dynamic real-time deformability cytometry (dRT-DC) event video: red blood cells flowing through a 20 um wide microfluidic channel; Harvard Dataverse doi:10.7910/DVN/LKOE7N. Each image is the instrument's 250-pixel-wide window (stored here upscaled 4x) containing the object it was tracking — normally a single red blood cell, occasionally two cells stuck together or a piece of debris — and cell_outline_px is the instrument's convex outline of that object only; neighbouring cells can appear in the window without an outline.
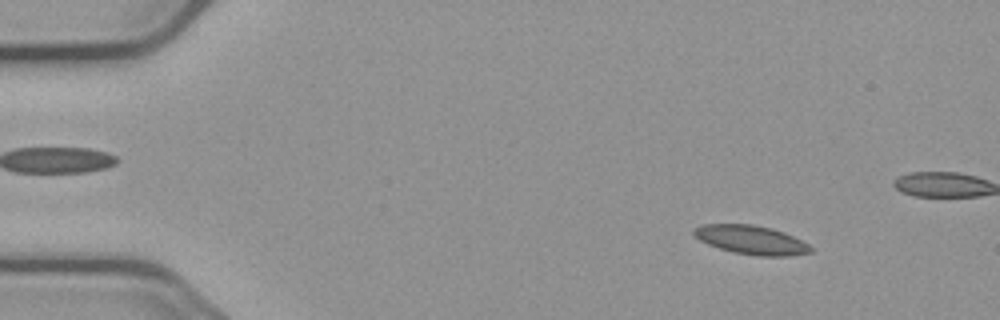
{"species": "common noctule bat (a hibernating species)", "species_latin": "Nyctalus noctula", "temperature_condition": "cold", "stored_images_in_passage": 57, "camera_frame_rate_fps": 3000, "um_per_image_px": 0.085, "animal": {"sex": "male", "body_mass_g": 23.1, "forearm_length_mm": 52.7}, "frame": {"image": 1, "passage_image": 7, "time_ms": 2.0, "image_size_px": [1000, 320], "cell_outline_px": [[812, 252], [788, 256], [756, 256], [732, 252], [708, 244], [700, 240], [692, 232], [692, 228], [700, 224], [752, 224], [772, 228], [784, 232], [808, 244], [812, 248]], "centroid_in_image_um": [63.83, 20.38], "position_along_channel_um": 21.2, "area_um2": 19.71}}
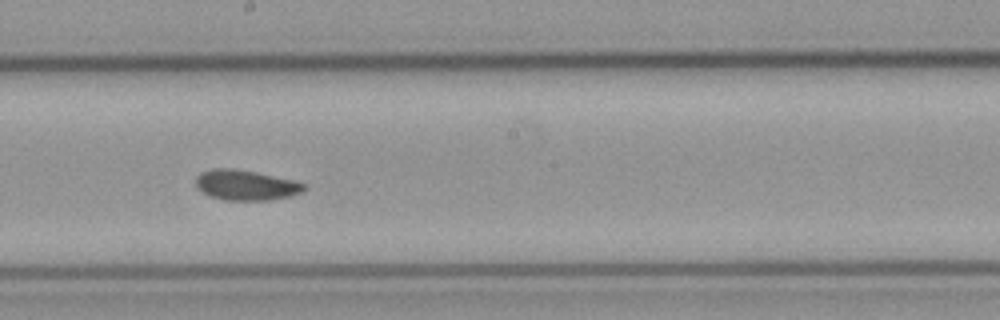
{"frame": {"image": 2, "passage_image": 31, "time_ms": 10.0, "image_size_px": [1000, 320], "cell_outline_px": [[308, 188], [304, 192], [292, 196], [268, 200], [224, 200], [208, 196], [196, 188], [196, 176], [200, 172], [212, 168], [232, 168], [256, 172], [292, 180], [308, 184]], "centroid_in_image_um": [20.9, 15.74], "position_along_channel_um": 227.3, "area_um2": 19.42}}
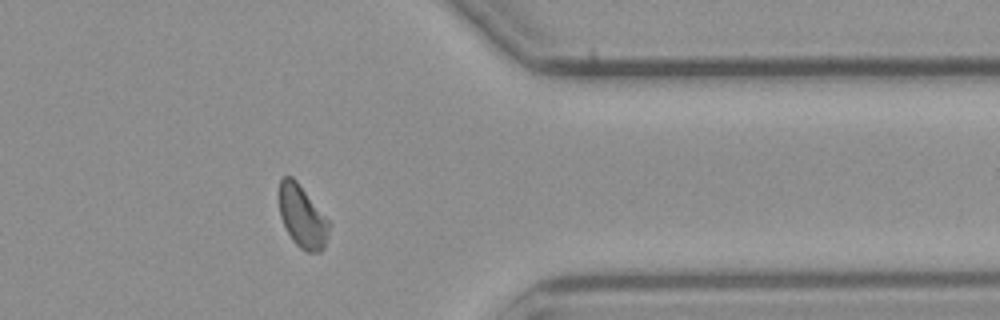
{"frame": {"image": 3, "passage_image": 45, "time_ms": 14.667, "image_size_px": [1000, 320], "cell_outline_px": [[332, 224], [324, 248], [320, 252], [304, 252], [292, 240], [280, 216], [280, 180], [284, 176], [292, 176], [296, 180]], "centroid_in_image_um": [25.73, 18.44], "position_along_channel_um": 385.7, "area_um2": 18.09}, "authors_computed_cell_mechanics": {"area_um2": 19.074, "velocity_mm_per_s": 3.6963, "shape_relaxation_time_tau1_ms": null, "shape_relaxation_time_tau2_ms": 2.0849, "deformation_change_tau1": null, "deformation_change_tau2": 0.0576}}